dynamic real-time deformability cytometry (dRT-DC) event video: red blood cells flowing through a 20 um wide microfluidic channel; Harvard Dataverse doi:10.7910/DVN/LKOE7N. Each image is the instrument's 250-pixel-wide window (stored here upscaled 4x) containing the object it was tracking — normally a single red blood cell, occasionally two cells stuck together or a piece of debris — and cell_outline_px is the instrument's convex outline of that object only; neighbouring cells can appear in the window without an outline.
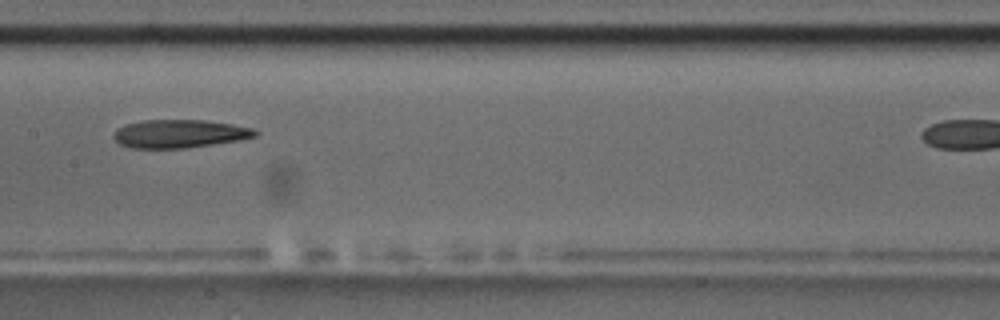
{"species": "common noctule bat (a hibernating species)", "species_latin": "Nyctalus noctula", "temperature_condition": "room temperature", "stored_images_in_passage": 11, "camera_frame_rate_fps": 3000, "um_per_image_px": 0.085, "animal": {"sex": "male", "body_mass_g": 17.5, "forearm_length_mm": 52.3}, "frame": {"image": 1, "passage_image": 5, "time_ms": 4.667, "image_size_px": [1000, 320], "cell_outline_px": [[260, 132], [256, 136], [240, 140], [184, 148], [132, 148], [120, 144], [112, 136], [116, 128], [124, 124], [144, 120], [204, 120], [232, 124], [252, 128]], "centroid_in_image_um": [15.24, 11.36], "position_along_channel_um": 192.2, "area_um2": 23.29}}